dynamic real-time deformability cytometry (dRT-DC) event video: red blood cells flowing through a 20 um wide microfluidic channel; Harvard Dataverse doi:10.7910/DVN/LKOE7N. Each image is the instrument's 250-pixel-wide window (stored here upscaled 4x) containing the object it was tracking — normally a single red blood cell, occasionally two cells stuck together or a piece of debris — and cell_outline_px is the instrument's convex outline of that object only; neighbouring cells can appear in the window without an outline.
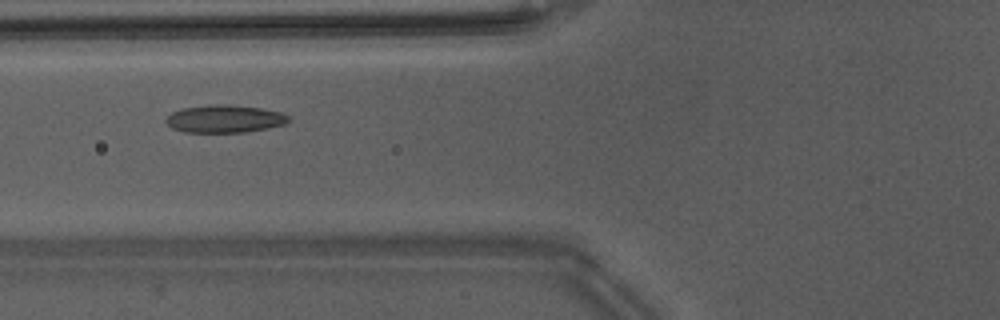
{"species": "Egyptian fruit bat (a non-hibernating species)", "species_latin": "Rousettus aegyptiacus", "temperature_condition": "warm", "stored_images_in_passage": 24, "camera_frame_rate_fps": 3000, "um_per_image_px": 0.085, "animal": {"sex": "male"}, "frame": {"image": 1, "passage_image": 3, "time_ms": 0.667, "image_size_px": [1000, 320], "cell_outline_px": [[292, 120], [284, 124], [244, 132], [184, 132], [172, 128], [164, 120], [172, 112], [180, 108], [216, 104], [224, 104], [260, 108], [280, 112], [288, 116]], "centroid_in_image_um": [19.06, 10.09], "position_along_channel_um": 106.7, "area_um2": 19.59}}
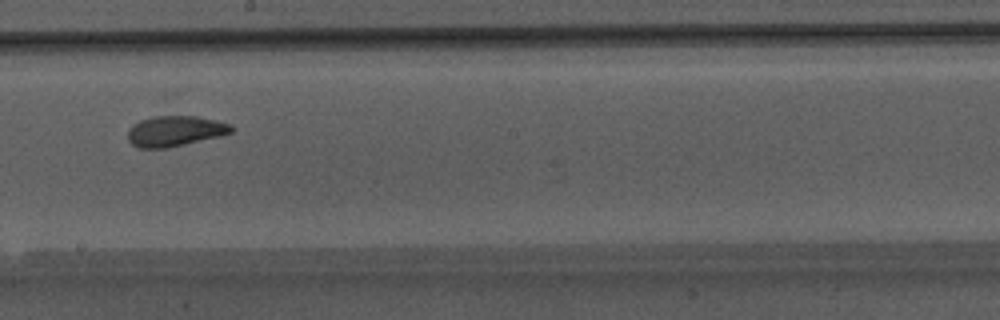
{"frame": {"image": 2, "passage_image": 12, "time_ms": 3.667, "image_size_px": [1000, 320], "cell_outline_px": [[236, 128], [232, 132], [220, 136], [164, 148], [136, 148], [128, 140], [128, 128], [132, 124], [140, 120], [156, 116], [196, 116], [216, 120], [232, 124]], "centroid_in_image_um": [14.88, 11.13], "position_along_channel_um": 233.3, "area_um2": 18.44}}
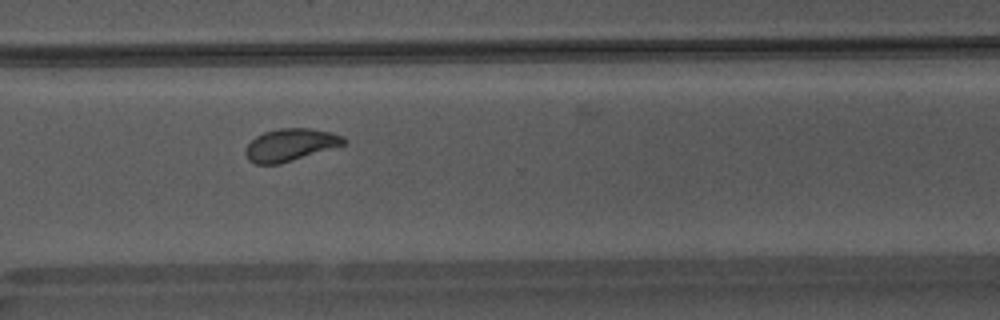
{"frame": {"image": 3, "passage_image": 20, "time_ms": 6.333, "image_size_px": [1000, 320], "cell_outline_px": [[348, 140], [344, 144], [280, 164], [256, 164], [248, 160], [244, 152], [244, 148], [256, 136], [264, 132], [280, 128], [308, 128], [332, 132], [344, 136]], "centroid_in_image_um": [24.66, 12.31], "position_along_channel_um": 345.9, "area_um2": 18.5}}